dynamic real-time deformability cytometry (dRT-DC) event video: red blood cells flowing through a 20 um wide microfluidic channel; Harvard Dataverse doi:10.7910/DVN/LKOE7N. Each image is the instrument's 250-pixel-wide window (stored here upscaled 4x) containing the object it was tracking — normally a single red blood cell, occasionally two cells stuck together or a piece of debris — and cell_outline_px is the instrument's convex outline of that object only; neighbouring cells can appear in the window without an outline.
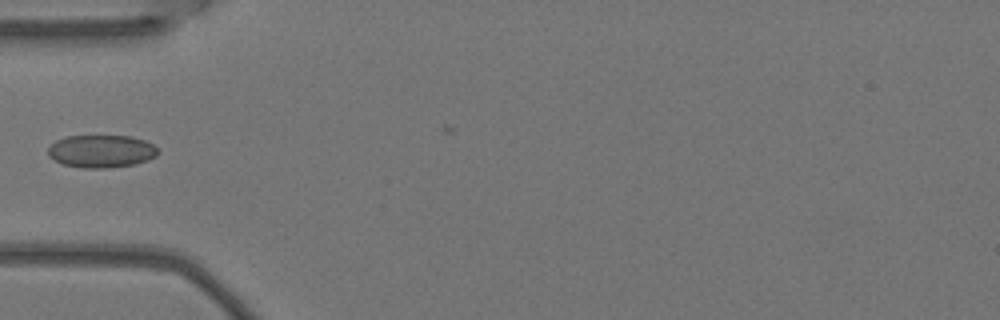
{"species": "Egyptian fruit bat (a non-hibernating species)", "species_latin": "Rousettus aegyptiacus", "temperature_condition": "warm", "stored_images_in_passage": 5, "camera_frame_rate_fps": 3000, "um_per_image_px": 0.085, "animal": {"sex": "female"}, "frame": {"image": 1, "passage_image": 4, "time_ms": 1.0, "image_size_px": [1000, 320], "cell_outline_px": [[160, 152], [156, 156], [148, 160], [132, 164], [108, 168], [80, 168], [64, 164], [48, 156], [48, 148], [56, 140], [68, 136], [132, 136], [144, 140], [160, 148]], "centroid_in_image_um": [8.64, 12.85], "position_along_channel_um": 76.4, "area_um2": 20.98}}